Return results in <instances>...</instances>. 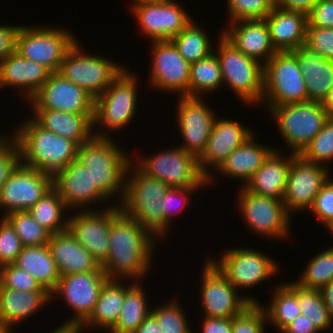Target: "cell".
<instances>
[{
	"mask_svg": "<svg viewBox=\"0 0 333 333\" xmlns=\"http://www.w3.org/2000/svg\"><path fill=\"white\" fill-rule=\"evenodd\" d=\"M199 26L192 19L179 34L171 39L179 54L190 64L214 52L210 37Z\"/></svg>",
	"mask_w": 333,
	"mask_h": 333,
	"instance_id": "60d3db41",
	"label": "cell"
},
{
	"mask_svg": "<svg viewBox=\"0 0 333 333\" xmlns=\"http://www.w3.org/2000/svg\"><path fill=\"white\" fill-rule=\"evenodd\" d=\"M239 188L237 207L249 230L267 239H288L292 218L283 200L253 194L243 186Z\"/></svg>",
	"mask_w": 333,
	"mask_h": 333,
	"instance_id": "7c38bea8",
	"label": "cell"
},
{
	"mask_svg": "<svg viewBox=\"0 0 333 333\" xmlns=\"http://www.w3.org/2000/svg\"><path fill=\"white\" fill-rule=\"evenodd\" d=\"M4 218L13 227L23 247L48 244L51 234L39 225L28 211L12 212Z\"/></svg>",
	"mask_w": 333,
	"mask_h": 333,
	"instance_id": "7bdbcfd3",
	"label": "cell"
},
{
	"mask_svg": "<svg viewBox=\"0 0 333 333\" xmlns=\"http://www.w3.org/2000/svg\"><path fill=\"white\" fill-rule=\"evenodd\" d=\"M262 305V303H251L233 317L232 333H265L268 320Z\"/></svg>",
	"mask_w": 333,
	"mask_h": 333,
	"instance_id": "7dc6e473",
	"label": "cell"
},
{
	"mask_svg": "<svg viewBox=\"0 0 333 333\" xmlns=\"http://www.w3.org/2000/svg\"><path fill=\"white\" fill-rule=\"evenodd\" d=\"M52 188V175L20 163L0 190V208L4 211L0 217L28 211Z\"/></svg>",
	"mask_w": 333,
	"mask_h": 333,
	"instance_id": "e0dca14e",
	"label": "cell"
},
{
	"mask_svg": "<svg viewBox=\"0 0 333 333\" xmlns=\"http://www.w3.org/2000/svg\"><path fill=\"white\" fill-rule=\"evenodd\" d=\"M307 26L333 28V1L319 0L307 14Z\"/></svg>",
	"mask_w": 333,
	"mask_h": 333,
	"instance_id": "11a10c76",
	"label": "cell"
},
{
	"mask_svg": "<svg viewBox=\"0 0 333 333\" xmlns=\"http://www.w3.org/2000/svg\"><path fill=\"white\" fill-rule=\"evenodd\" d=\"M205 260L200 295L203 317L233 318L251 303H260L254 296H240L232 283L208 259Z\"/></svg>",
	"mask_w": 333,
	"mask_h": 333,
	"instance_id": "9a60e30c",
	"label": "cell"
},
{
	"mask_svg": "<svg viewBox=\"0 0 333 333\" xmlns=\"http://www.w3.org/2000/svg\"><path fill=\"white\" fill-rule=\"evenodd\" d=\"M328 232L332 233V236H333V226H331V227L328 229Z\"/></svg>",
	"mask_w": 333,
	"mask_h": 333,
	"instance_id": "89a4df30",
	"label": "cell"
},
{
	"mask_svg": "<svg viewBox=\"0 0 333 333\" xmlns=\"http://www.w3.org/2000/svg\"><path fill=\"white\" fill-rule=\"evenodd\" d=\"M18 27L19 25H0V62L14 51Z\"/></svg>",
	"mask_w": 333,
	"mask_h": 333,
	"instance_id": "9f6ffc18",
	"label": "cell"
},
{
	"mask_svg": "<svg viewBox=\"0 0 333 333\" xmlns=\"http://www.w3.org/2000/svg\"><path fill=\"white\" fill-rule=\"evenodd\" d=\"M50 74L45 66L25 59L13 51L0 62V89L5 86L18 87L23 98L29 101Z\"/></svg>",
	"mask_w": 333,
	"mask_h": 333,
	"instance_id": "484cf974",
	"label": "cell"
},
{
	"mask_svg": "<svg viewBox=\"0 0 333 333\" xmlns=\"http://www.w3.org/2000/svg\"><path fill=\"white\" fill-rule=\"evenodd\" d=\"M222 85L220 62L215 52L191 64L188 83L189 97H201V94L213 93V91L223 88Z\"/></svg>",
	"mask_w": 333,
	"mask_h": 333,
	"instance_id": "f35d334b",
	"label": "cell"
},
{
	"mask_svg": "<svg viewBox=\"0 0 333 333\" xmlns=\"http://www.w3.org/2000/svg\"><path fill=\"white\" fill-rule=\"evenodd\" d=\"M137 82V76L125 68L109 87L94 99L93 134L95 137L111 138L110 132L99 130V126L103 130L105 128L118 132L130 124L137 113L136 107L139 100L137 99L139 82L138 84Z\"/></svg>",
	"mask_w": 333,
	"mask_h": 333,
	"instance_id": "5b68a950",
	"label": "cell"
},
{
	"mask_svg": "<svg viewBox=\"0 0 333 333\" xmlns=\"http://www.w3.org/2000/svg\"><path fill=\"white\" fill-rule=\"evenodd\" d=\"M202 333H232V318L203 317Z\"/></svg>",
	"mask_w": 333,
	"mask_h": 333,
	"instance_id": "6f0895ef",
	"label": "cell"
},
{
	"mask_svg": "<svg viewBox=\"0 0 333 333\" xmlns=\"http://www.w3.org/2000/svg\"><path fill=\"white\" fill-rule=\"evenodd\" d=\"M103 210L76 211L69 215L68 230L101 265L109 253V229L111 219L120 211L117 202L107 204Z\"/></svg>",
	"mask_w": 333,
	"mask_h": 333,
	"instance_id": "44dd1931",
	"label": "cell"
},
{
	"mask_svg": "<svg viewBox=\"0 0 333 333\" xmlns=\"http://www.w3.org/2000/svg\"><path fill=\"white\" fill-rule=\"evenodd\" d=\"M49 333H79L77 328L72 327H56L53 331Z\"/></svg>",
	"mask_w": 333,
	"mask_h": 333,
	"instance_id": "e7e4bbea",
	"label": "cell"
},
{
	"mask_svg": "<svg viewBox=\"0 0 333 333\" xmlns=\"http://www.w3.org/2000/svg\"><path fill=\"white\" fill-rule=\"evenodd\" d=\"M320 292H321L323 301L325 303V306L328 309L330 320L333 323V281H331L325 287H323L320 290Z\"/></svg>",
	"mask_w": 333,
	"mask_h": 333,
	"instance_id": "6125c7cd",
	"label": "cell"
},
{
	"mask_svg": "<svg viewBox=\"0 0 333 333\" xmlns=\"http://www.w3.org/2000/svg\"><path fill=\"white\" fill-rule=\"evenodd\" d=\"M132 157V163L146 175L157 178L169 188L206 187L207 179L201 174L198 159L181 147L169 148L154 155ZM135 162H134V161ZM137 163V164H136Z\"/></svg>",
	"mask_w": 333,
	"mask_h": 333,
	"instance_id": "8fae6325",
	"label": "cell"
},
{
	"mask_svg": "<svg viewBox=\"0 0 333 333\" xmlns=\"http://www.w3.org/2000/svg\"><path fill=\"white\" fill-rule=\"evenodd\" d=\"M0 333H11V329L6 326L0 325Z\"/></svg>",
	"mask_w": 333,
	"mask_h": 333,
	"instance_id": "03108f58",
	"label": "cell"
},
{
	"mask_svg": "<svg viewBox=\"0 0 333 333\" xmlns=\"http://www.w3.org/2000/svg\"><path fill=\"white\" fill-rule=\"evenodd\" d=\"M309 211L326 229L333 226V179L329 178L322 186Z\"/></svg>",
	"mask_w": 333,
	"mask_h": 333,
	"instance_id": "f5cc1de1",
	"label": "cell"
},
{
	"mask_svg": "<svg viewBox=\"0 0 333 333\" xmlns=\"http://www.w3.org/2000/svg\"><path fill=\"white\" fill-rule=\"evenodd\" d=\"M223 35L243 54L265 65L277 52L265 19L239 20L229 23Z\"/></svg>",
	"mask_w": 333,
	"mask_h": 333,
	"instance_id": "d4e9b609",
	"label": "cell"
},
{
	"mask_svg": "<svg viewBox=\"0 0 333 333\" xmlns=\"http://www.w3.org/2000/svg\"><path fill=\"white\" fill-rule=\"evenodd\" d=\"M107 280L108 276L101 266L96 271L60 276L51 300H54L55 296L59 299L63 297L65 304L72 308L74 313L72 312V316L59 327L78 328L92 313L102 286Z\"/></svg>",
	"mask_w": 333,
	"mask_h": 333,
	"instance_id": "5bb4252c",
	"label": "cell"
},
{
	"mask_svg": "<svg viewBox=\"0 0 333 333\" xmlns=\"http://www.w3.org/2000/svg\"><path fill=\"white\" fill-rule=\"evenodd\" d=\"M76 39L75 34L63 28L20 25L15 35L14 51L54 73L58 72L65 54Z\"/></svg>",
	"mask_w": 333,
	"mask_h": 333,
	"instance_id": "9c48e42d",
	"label": "cell"
},
{
	"mask_svg": "<svg viewBox=\"0 0 333 333\" xmlns=\"http://www.w3.org/2000/svg\"><path fill=\"white\" fill-rule=\"evenodd\" d=\"M220 35L214 52L220 62L223 88L227 84L243 104H262L264 65L239 51L223 32Z\"/></svg>",
	"mask_w": 333,
	"mask_h": 333,
	"instance_id": "8992f818",
	"label": "cell"
},
{
	"mask_svg": "<svg viewBox=\"0 0 333 333\" xmlns=\"http://www.w3.org/2000/svg\"><path fill=\"white\" fill-rule=\"evenodd\" d=\"M329 168L305 161L297 155L288 171L283 202L287 212L309 211L316 195L329 178Z\"/></svg>",
	"mask_w": 333,
	"mask_h": 333,
	"instance_id": "d6986e66",
	"label": "cell"
},
{
	"mask_svg": "<svg viewBox=\"0 0 333 333\" xmlns=\"http://www.w3.org/2000/svg\"><path fill=\"white\" fill-rule=\"evenodd\" d=\"M133 333H161L157 319L150 313Z\"/></svg>",
	"mask_w": 333,
	"mask_h": 333,
	"instance_id": "94428289",
	"label": "cell"
},
{
	"mask_svg": "<svg viewBox=\"0 0 333 333\" xmlns=\"http://www.w3.org/2000/svg\"><path fill=\"white\" fill-rule=\"evenodd\" d=\"M67 206L53 187L28 212L33 219L51 235L68 230L69 216L65 218Z\"/></svg>",
	"mask_w": 333,
	"mask_h": 333,
	"instance_id": "8d00e7d4",
	"label": "cell"
},
{
	"mask_svg": "<svg viewBox=\"0 0 333 333\" xmlns=\"http://www.w3.org/2000/svg\"><path fill=\"white\" fill-rule=\"evenodd\" d=\"M77 41L65 54L58 73L78 85L94 99L100 96L125 69L104 56L85 53Z\"/></svg>",
	"mask_w": 333,
	"mask_h": 333,
	"instance_id": "ba28073f",
	"label": "cell"
},
{
	"mask_svg": "<svg viewBox=\"0 0 333 333\" xmlns=\"http://www.w3.org/2000/svg\"><path fill=\"white\" fill-rule=\"evenodd\" d=\"M147 1H155V0H132L131 2H133L132 5H135V4H137V3H140V2H147Z\"/></svg>",
	"mask_w": 333,
	"mask_h": 333,
	"instance_id": "003e7915",
	"label": "cell"
},
{
	"mask_svg": "<svg viewBox=\"0 0 333 333\" xmlns=\"http://www.w3.org/2000/svg\"><path fill=\"white\" fill-rule=\"evenodd\" d=\"M319 0H279L276 6L308 14Z\"/></svg>",
	"mask_w": 333,
	"mask_h": 333,
	"instance_id": "91938a15",
	"label": "cell"
},
{
	"mask_svg": "<svg viewBox=\"0 0 333 333\" xmlns=\"http://www.w3.org/2000/svg\"><path fill=\"white\" fill-rule=\"evenodd\" d=\"M53 187L58 191L68 210L71 209L70 212H75L74 209L90 210L91 204L93 206L106 200L108 202V198L92 182L86 167L76 160L53 176Z\"/></svg>",
	"mask_w": 333,
	"mask_h": 333,
	"instance_id": "cb8c5ba5",
	"label": "cell"
},
{
	"mask_svg": "<svg viewBox=\"0 0 333 333\" xmlns=\"http://www.w3.org/2000/svg\"><path fill=\"white\" fill-rule=\"evenodd\" d=\"M308 261L301 277L296 280L297 283L305 288L321 290L333 281V245Z\"/></svg>",
	"mask_w": 333,
	"mask_h": 333,
	"instance_id": "b9f144b4",
	"label": "cell"
},
{
	"mask_svg": "<svg viewBox=\"0 0 333 333\" xmlns=\"http://www.w3.org/2000/svg\"><path fill=\"white\" fill-rule=\"evenodd\" d=\"M174 299L152 308L151 314L157 319L161 333H193L186 318L183 306Z\"/></svg>",
	"mask_w": 333,
	"mask_h": 333,
	"instance_id": "ee69618b",
	"label": "cell"
},
{
	"mask_svg": "<svg viewBox=\"0 0 333 333\" xmlns=\"http://www.w3.org/2000/svg\"><path fill=\"white\" fill-rule=\"evenodd\" d=\"M118 144L113 137L93 136L77 148L76 161L86 167L92 182L108 199L115 195L122 199L126 172L132 161V156Z\"/></svg>",
	"mask_w": 333,
	"mask_h": 333,
	"instance_id": "277c9868",
	"label": "cell"
},
{
	"mask_svg": "<svg viewBox=\"0 0 333 333\" xmlns=\"http://www.w3.org/2000/svg\"><path fill=\"white\" fill-rule=\"evenodd\" d=\"M177 127L183 143L179 146L197 159L204 152L211 135L216 112L204 102V97L177 96ZM203 100V101H202Z\"/></svg>",
	"mask_w": 333,
	"mask_h": 333,
	"instance_id": "ac0fdd59",
	"label": "cell"
},
{
	"mask_svg": "<svg viewBox=\"0 0 333 333\" xmlns=\"http://www.w3.org/2000/svg\"><path fill=\"white\" fill-rule=\"evenodd\" d=\"M300 156L308 162L328 166L333 160V118H328L321 131L311 140ZM325 164V165H324Z\"/></svg>",
	"mask_w": 333,
	"mask_h": 333,
	"instance_id": "f6af8a7d",
	"label": "cell"
},
{
	"mask_svg": "<svg viewBox=\"0 0 333 333\" xmlns=\"http://www.w3.org/2000/svg\"><path fill=\"white\" fill-rule=\"evenodd\" d=\"M322 105L328 115V118H333V86L330 88L326 98L323 100Z\"/></svg>",
	"mask_w": 333,
	"mask_h": 333,
	"instance_id": "be15d7a7",
	"label": "cell"
},
{
	"mask_svg": "<svg viewBox=\"0 0 333 333\" xmlns=\"http://www.w3.org/2000/svg\"><path fill=\"white\" fill-rule=\"evenodd\" d=\"M51 302L47 291H17L0 288V325L10 329L31 318ZM48 303V304H47Z\"/></svg>",
	"mask_w": 333,
	"mask_h": 333,
	"instance_id": "1f68e13d",
	"label": "cell"
},
{
	"mask_svg": "<svg viewBox=\"0 0 333 333\" xmlns=\"http://www.w3.org/2000/svg\"><path fill=\"white\" fill-rule=\"evenodd\" d=\"M47 246L60 276L96 271L101 266L69 230L52 234Z\"/></svg>",
	"mask_w": 333,
	"mask_h": 333,
	"instance_id": "83f0119b",
	"label": "cell"
},
{
	"mask_svg": "<svg viewBox=\"0 0 333 333\" xmlns=\"http://www.w3.org/2000/svg\"><path fill=\"white\" fill-rule=\"evenodd\" d=\"M305 45L323 58L333 60V28L307 26Z\"/></svg>",
	"mask_w": 333,
	"mask_h": 333,
	"instance_id": "db71d44e",
	"label": "cell"
},
{
	"mask_svg": "<svg viewBox=\"0 0 333 333\" xmlns=\"http://www.w3.org/2000/svg\"><path fill=\"white\" fill-rule=\"evenodd\" d=\"M271 302L268 306H262L269 326L281 333L294 319L301 315L296 293L286 284L274 288Z\"/></svg>",
	"mask_w": 333,
	"mask_h": 333,
	"instance_id": "74e56055",
	"label": "cell"
},
{
	"mask_svg": "<svg viewBox=\"0 0 333 333\" xmlns=\"http://www.w3.org/2000/svg\"><path fill=\"white\" fill-rule=\"evenodd\" d=\"M253 248H231L219 260L208 259L236 289H251L279 272V264Z\"/></svg>",
	"mask_w": 333,
	"mask_h": 333,
	"instance_id": "4fadbf2b",
	"label": "cell"
},
{
	"mask_svg": "<svg viewBox=\"0 0 333 333\" xmlns=\"http://www.w3.org/2000/svg\"><path fill=\"white\" fill-rule=\"evenodd\" d=\"M176 0H155L131 5L139 28L151 41L171 40L191 21L192 16Z\"/></svg>",
	"mask_w": 333,
	"mask_h": 333,
	"instance_id": "2e32d148",
	"label": "cell"
},
{
	"mask_svg": "<svg viewBox=\"0 0 333 333\" xmlns=\"http://www.w3.org/2000/svg\"><path fill=\"white\" fill-rule=\"evenodd\" d=\"M308 101L307 89L296 56L276 52L264 65L262 104L266 108Z\"/></svg>",
	"mask_w": 333,
	"mask_h": 333,
	"instance_id": "30bf717a",
	"label": "cell"
},
{
	"mask_svg": "<svg viewBox=\"0 0 333 333\" xmlns=\"http://www.w3.org/2000/svg\"><path fill=\"white\" fill-rule=\"evenodd\" d=\"M29 103L32 109L94 114V98L78 85L63 78L58 72L49 75Z\"/></svg>",
	"mask_w": 333,
	"mask_h": 333,
	"instance_id": "7402d4cb",
	"label": "cell"
},
{
	"mask_svg": "<svg viewBox=\"0 0 333 333\" xmlns=\"http://www.w3.org/2000/svg\"><path fill=\"white\" fill-rule=\"evenodd\" d=\"M273 6H276L279 0H268Z\"/></svg>",
	"mask_w": 333,
	"mask_h": 333,
	"instance_id": "a7ac6f4b",
	"label": "cell"
},
{
	"mask_svg": "<svg viewBox=\"0 0 333 333\" xmlns=\"http://www.w3.org/2000/svg\"><path fill=\"white\" fill-rule=\"evenodd\" d=\"M285 283L296 293L301 315L307 316L320 333L333 327L320 290L305 288L295 280Z\"/></svg>",
	"mask_w": 333,
	"mask_h": 333,
	"instance_id": "ab89813d",
	"label": "cell"
},
{
	"mask_svg": "<svg viewBox=\"0 0 333 333\" xmlns=\"http://www.w3.org/2000/svg\"><path fill=\"white\" fill-rule=\"evenodd\" d=\"M168 188L161 180L144 174L131 161L126 172L124 193L122 199H119L118 207L123 214L134 218L155 239L166 238L161 202Z\"/></svg>",
	"mask_w": 333,
	"mask_h": 333,
	"instance_id": "3957f363",
	"label": "cell"
},
{
	"mask_svg": "<svg viewBox=\"0 0 333 333\" xmlns=\"http://www.w3.org/2000/svg\"><path fill=\"white\" fill-rule=\"evenodd\" d=\"M251 131L234 119H223L217 115L206 148L198 158V167L207 179V185L213 183L212 173L215 174L227 157L253 134ZM210 167L213 172L208 171Z\"/></svg>",
	"mask_w": 333,
	"mask_h": 333,
	"instance_id": "603a6c76",
	"label": "cell"
},
{
	"mask_svg": "<svg viewBox=\"0 0 333 333\" xmlns=\"http://www.w3.org/2000/svg\"><path fill=\"white\" fill-rule=\"evenodd\" d=\"M31 117L43 128L68 138L78 145L93 136L94 114L70 113L51 109H33ZM33 115V116H32Z\"/></svg>",
	"mask_w": 333,
	"mask_h": 333,
	"instance_id": "f546056e",
	"label": "cell"
},
{
	"mask_svg": "<svg viewBox=\"0 0 333 333\" xmlns=\"http://www.w3.org/2000/svg\"><path fill=\"white\" fill-rule=\"evenodd\" d=\"M283 154L279 149L274 150L244 188L253 194L283 200L291 161L297 156Z\"/></svg>",
	"mask_w": 333,
	"mask_h": 333,
	"instance_id": "f1b7e54d",
	"label": "cell"
},
{
	"mask_svg": "<svg viewBox=\"0 0 333 333\" xmlns=\"http://www.w3.org/2000/svg\"><path fill=\"white\" fill-rule=\"evenodd\" d=\"M130 281L124 279H108L102 286L98 300L90 316L77 328L81 333L86 330V326L102 328L108 332L117 322L121 313L123 301L126 293L125 282ZM124 284H123V283Z\"/></svg>",
	"mask_w": 333,
	"mask_h": 333,
	"instance_id": "836d02e7",
	"label": "cell"
},
{
	"mask_svg": "<svg viewBox=\"0 0 333 333\" xmlns=\"http://www.w3.org/2000/svg\"><path fill=\"white\" fill-rule=\"evenodd\" d=\"M265 21L277 52L294 51L305 45L307 14L274 6Z\"/></svg>",
	"mask_w": 333,
	"mask_h": 333,
	"instance_id": "4316f807",
	"label": "cell"
},
{
	"mask_svg": "<svg viewBox=\"0 0 333 333\" xmlns=\"http://www.w3.org/2000/svg\"><path fill=\"white\" fill-rule=\"evenodd\" d=\"M199 188L204 187L167 189L165 197L161 202L165 218V234L169 231V224L171 223V220L174 219L173 214L176 216V214L178 215V212H182L183 210H185L187 204H189V201H191L190 199L192 198V193L200 190Z\"/></svg>",
	"mask_w": 333,
	"mask_h": 333,
	"instance_id": "681fc988",
	"label": "cell"
},
{
	"mask_svg": "<svg viewBox=\"0 0 333 333\" xmlns=\"http://www.w3.org/2000/svg\"><path fill=\"white\" fill-rule=\"evenodd\" d=\"M252 134L238 148H236L226 159V161L215 172L228 176L230 179L242 180V185L252 178L254 173L263 165L264 161L276 148L265 146L255 141Z\"/></svg>",
	"mask_w": 333,
	"mask_h": 333,
	"instance_id": "d6a6232c",
	"label": "cell"
},
{
	"mask_svg": "<svg viewBox=\"0 0 333 333\" xmlns=\"http://www.w3.org/2000/svg\"><path fill=\"white\" fill-rule=\"evenodd\" d=\"M14 264L31 274L51 295L55 291L60 274L47 244L23 247Z\"/></svg>",
	"mask_w": 333,
	"mask_h": 333,
	"instance_id": "e575fe53",
	"label": "cell"
},
{
	"mask_svg": "<svg viewBox=\"0 0 333 333\" xmlns=\"http://www.w3.org/2000/svg\"><path fill=\"white\" fill-rule=\"evenodd\" d=\"M277 128L291 153L300 155L321 131L328 115L322 102L306 101L269 107Z\"/></svg>",
	"mask_w": 333,
	"mask_h": 333,
	"instance_id": "52a82bcc",
	"label": "cell"
},
{
	"mask_svg": "<svg viewBox=\"0 0 333 333\" xmlns=\"http://www.w3.org/2000/svg\"><path fill=\"white\" fill-rule=\"evenodd\" d=\"M0 288L17 291H46L37 280L14 263L0 267Z\"/></svg>",
	"mask_w": 333,
	"mask_h": 333,
	"instance_id": "c3c4849f",
	"label": "cell"
},
{
	"mask_svg": "<svg viewBox=\"0 0 333 333\" xmlns=\"http://www.w3.org/2000/svg\"><path fill=\"white\" fill-rule=\"evenodd\" d=\"M23 245L11 224L4 218H0V267L13 264Z\"/></svg>",
	"mask_w": 333,
	"mask_h": 333,
	"instance_id": "f907efd6",
	"label": "cell"
},
{
	"mask_svg": "<svg viewBox=\"0 0 333 333\" xmlns=\"http://www.w3.org/2000/svg\"><path fill=\"white\" fill-rule=\"evenodd\" d=\"M153 55L149 83L158 90L188 96L191 64L180 54L171 40L152 41Z\"/></svg>",
	"mask_w": 333,
	"mask_h": 333,
	"instance_id": "ffe728a7",
	"label": "cell"
},
{
	"mask_svg": "<svg viewBox=\"0 0 333 333\" xmlns=\"http://www.w3.org/2000/svg\"><path fill=\"white\" fill-rule=\"evenodd\" d=\"M130 284V285H129ZM141 281L128 282L121 313L110 333H133L151 313Z\"/></svg>",
	"mask_w": 333,
	"mask_h": 333,
	"instance_id": "d590c367",
	"label": "cell"
},
{
	"mask_svg": "<svg viewBox=\"0 0 333 333\" xmlns=\"http://www.w3.org/2000/svg\"><path fill=\"white\" fill-rule=\"evenodd\" d=\"M108 239V257L101 264L108 279L143 281L152 269L155 238L134 218L119 211L111 219Z\"/></svg>",
	"mask_w": 333,
	"mask_h": 333,
	"instance_id": "6da1fadb",
	"label": "cell"
},
{
	"mask_svg": "<svg viewBox=\"0 0 333 333\" xmlns=\"http://www.w3.org/2000/svg\"><path fill=\"white\" fill-rule=\"evenodd\" d=\"M281 333H320L318 329L307 319V316L299 315Z\"/></svg>",
	"mask_w": 333,
	"mask_h": 333,
	"instance_id": "680465c9",
	"label": "cell"
},
{
	"mask_svg": "<svg viewBox=\"0 0 333 333\" xmlns=\"http://www.w3.org/2000/svg\"><path fill=\"white\" fill-rule=\"evenodd\" d=\"M27 117L11 135L19 145L23 165L54 176L76 160V142L46 130Z\"/></svg>",
	"mask_w": 333,
	"mask_h": 333,
	"instance_id": "7a4b0ae2",
	"label": "cell"
},
{
	"mask_svg": "<svg viewBox=\"0 0 333 333\" xmlns=\"http://www.w3.org/2000/svg\"><path fill=\"white\" fill-rule=\"evenodd\" d=\"M229 22L265 19L273 9L268 0H227Z\"/></svg>",
	"mask_w": 333,
	"mask_h": 333,
	"instance_id": "bcb514c9",
	"label": "cell"
},
{
	"mask_svg": "<svg viewBox=\"0 0 333 333\" xmlns=\"http://www.w3.org/2000/svg\"><path fill=\"white\" fill-rule=\"evenodd\" d=\"M0 139V190L10 174L21 163L20 148L12 136Z\"/></svg>",
	"mask_w": 333,
	"mask_h": 333,
	"instance_id": "816d5d0a",
	"label": "cell"
},
{
	"mask_svg": "<svg viewBox=\"0 0 333 333\" xmlns=\"http://www.w3.org/2000/svg\"><path fill=\"white\" fill-rule=\"evenodd\" d=\"M291 52L303 74L308 101L323 102L333 86V60L323 58L306 45Z\"/></svg>",
	"mask_w": 333,
	"mask_h": 333,
	"instance_id": "4dcf8cb0",
	"label": "cell"
}]
</instances>
